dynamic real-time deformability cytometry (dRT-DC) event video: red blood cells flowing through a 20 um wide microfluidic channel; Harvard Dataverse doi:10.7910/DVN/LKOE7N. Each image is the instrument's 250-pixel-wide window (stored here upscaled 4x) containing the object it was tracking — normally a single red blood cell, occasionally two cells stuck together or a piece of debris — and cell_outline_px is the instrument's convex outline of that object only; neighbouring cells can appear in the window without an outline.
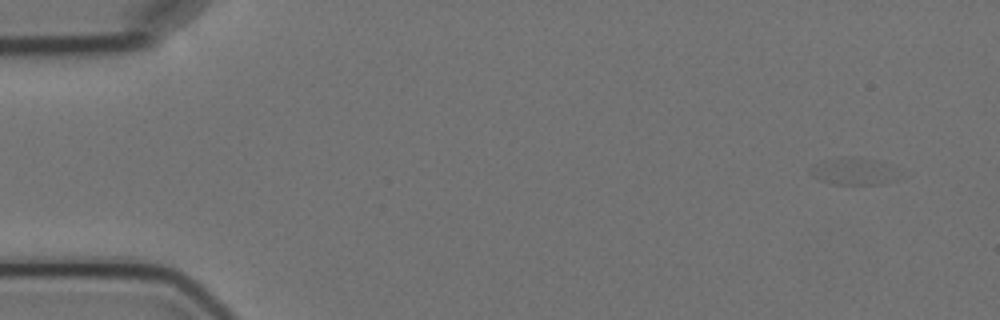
{"species": "Egyptian fruit bat (a non-hibernating species)", "species_latin": "Rousettus aegyptiacus", "temperature_condition": "cold", "stored_images_in_passage": 7, "camera_frame_rate_fps": 3000, "um_per_image_px": 0.085, "animal": {"sex": "female"}, "frame": {"image": 1, "passage_image": 1, "time_ms": 0.0, "image_size_px": [1000, 320], "cell_outline_px": [[896, 180], [880, 184], [832, 184], [820, 180], [812, 176], [812, 168], [832, 160], [856, 156], [876, 160], [884, 164]], "centroid_in_image_um": [72.52, 14.59], "position_along_channel_um": 12.5, "area_um2": 12.72}}
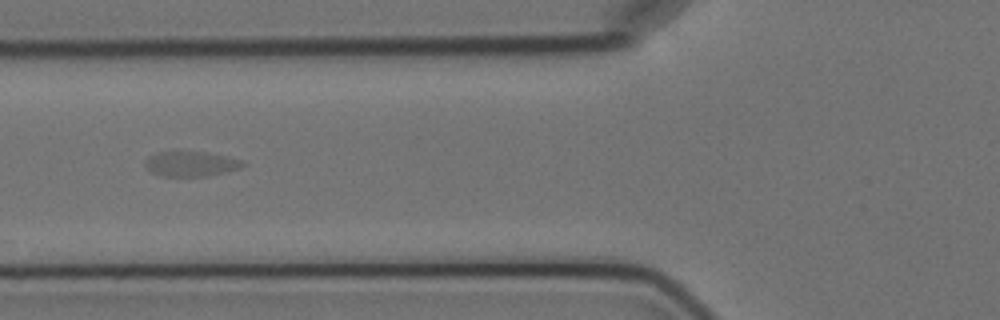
{"frame": {"image": 2, "passage_image": 6, "time_ms": 6.0, "image_size_px": [1000, 320], "cell_outline_px": [[244, 164], [240, 168], [208, 176], [164, 176], [152, 172], [144, 164], [144, 160], [148, 156], [156, 152], [204, 152], [224, 156], [240, 160]], "centroid_in_image_um": [16.17, 13.93], "position_along_channel_um": 109.6, "area_um2": 13.93}}
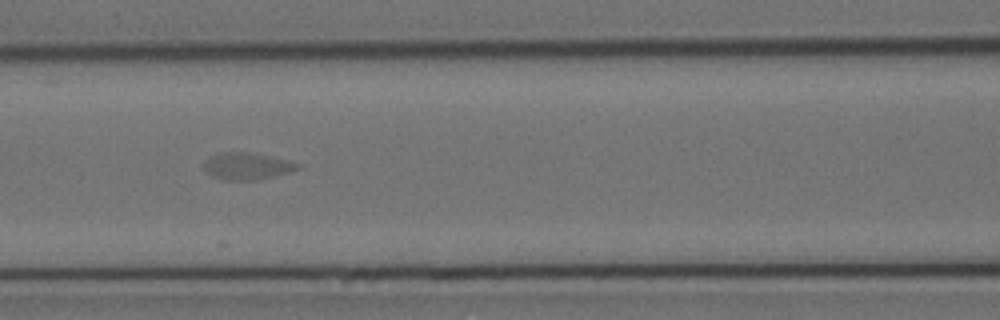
{"frame": {"image": 3, "passage_image": 7, "time_ms": 7.0, "image_size_px": [1000, 320], "cell_outline_px": [[300, 168], [288, 172], [256, 180], [224, 180], [212, 176], [204, 172], [204, 164], [208, 156], [224, 152], [248, 152], [288, 160], [300, 164]], "centroid_in_image_um": [20.94, 14.12], "position_along_channel_um": 145.7, "area_um2": 14.62}}